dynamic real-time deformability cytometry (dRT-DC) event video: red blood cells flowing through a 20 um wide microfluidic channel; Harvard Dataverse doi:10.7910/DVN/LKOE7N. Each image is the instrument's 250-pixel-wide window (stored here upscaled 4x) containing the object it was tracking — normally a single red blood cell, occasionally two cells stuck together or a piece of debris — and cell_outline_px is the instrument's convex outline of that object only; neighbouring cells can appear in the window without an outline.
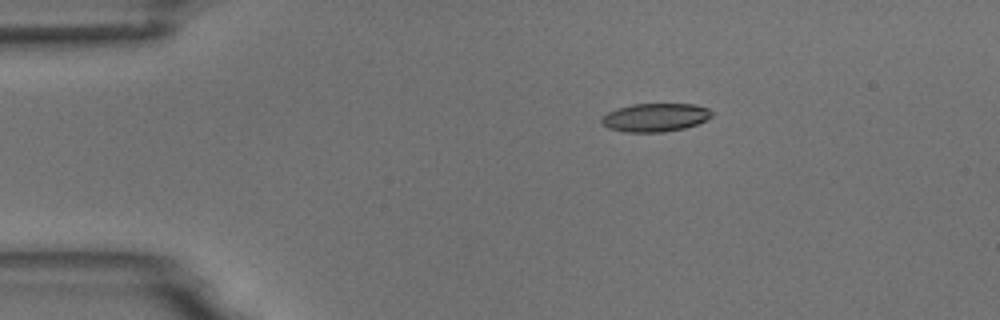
{"species": "common noctule bat (a hibernating species)", "species_latin": "Nyctalus noctula", "temperature_condition": "room temperature", "stored_images_in_passage": 6, "camera_frame_rate_fps": 3000, "um_per_image_px": 0.085, "animal": {"sex": "male", "body_mass_g": 18.8}, "frame": {"image": 1, "passage_image": 1, "time_ms": 0.0, "image_size_px": [1000, 320], "cell_outline_px": [[712, 116], [708, 120], [684, 128], [664, 132], [624, 132], [608, 128], [600, 124], [600, 116], [616, 108], [632, 104], [692, 104], [708, 108], [712, 112]], "centroid_in_image_um": [55.65, 9.98], "position_along_channel_um": 29.4, "area_um2": 18.44}}
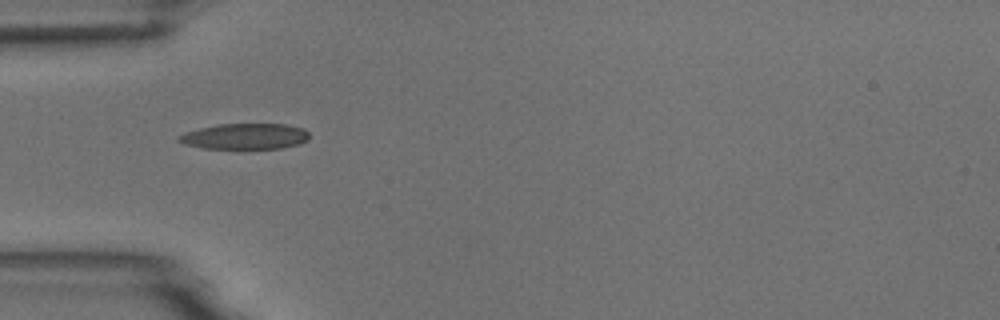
{"frame": {"image": 2, "passage_image": 3, "time_ms": 2.333, "image_size_px": [1000, 320], "cell_outline_px": [[308, 140], [300, 144], [280, 148], [200, 148], [184, 144], [176, 140], [180, 136], [188, 132], [200, 128], [216, 124], [288, 124], [304, 128], [308, 132]], "centroid_in_image_um": [20.86, 11.58], "position_along_channel_um": 64.1, "area_um2": 19.54}}